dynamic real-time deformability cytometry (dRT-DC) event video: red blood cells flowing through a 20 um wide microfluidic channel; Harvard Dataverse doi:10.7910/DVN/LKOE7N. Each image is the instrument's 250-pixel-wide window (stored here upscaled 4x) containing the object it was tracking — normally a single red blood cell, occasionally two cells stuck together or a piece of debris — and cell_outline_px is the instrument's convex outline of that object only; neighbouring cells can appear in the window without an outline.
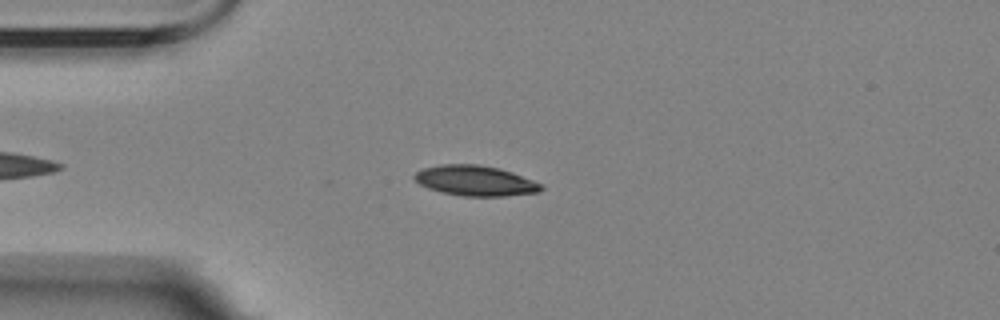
{"species": "Egyptian fruit bat (a non-hibernating species)", "species_latin": "Rousettus aegyptiacus", "temperature_condition": "room temperature", "stored_images_in_passage": 51, "camera_frame_rate_fps": 3000, "um_per_image_px": 0.085, "animal": {"sex": "female"}, "frame": {"image": 1, "passage_image": 12, "time_ms": 3.667, "image_size_px": [1000, 320], "cell_outline_px": [[544, 188], [540, 192], [504, 196], [464, 196], [440, 192], [428, 188], [420, 184], [412, 176], [416, 172], [424, 168], [440, 164], [480, 164], [500, 168], [512, 172], [544, 184]], "centroid_in_image_um": [40.43, 15.35], "position_along_channel_um": 44.6, "area_um2": 22.54}}
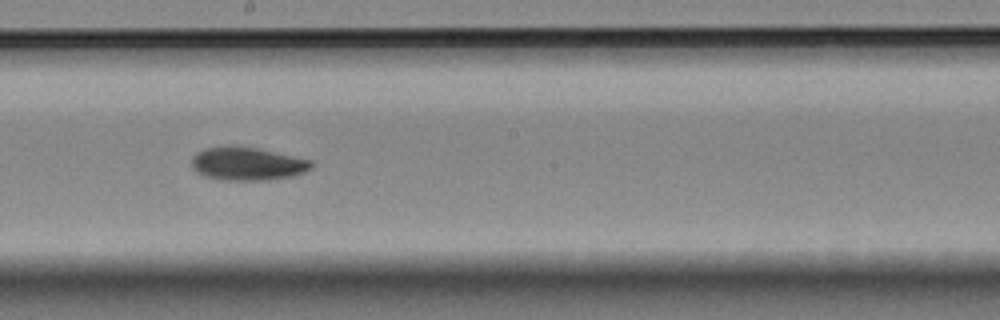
{"frame": {"image": 2, "passage_image": 29, "time_ms": 9.333, "image_size_px": [1000, 320], "cell_outline_px": [[312, 168], [304, 172], [292, 176], [272, 180], [220, 180], [204, 176], [196, 172], [192, 168], [192, 156], [196, 152], [204, 148], [228, 144], [236, 144], [256, 148], [312, 160]], "centroid_in_image_um": [20.97, 13.9], "position_along_channel_um": 227.2, "area_um2": 23.64}}
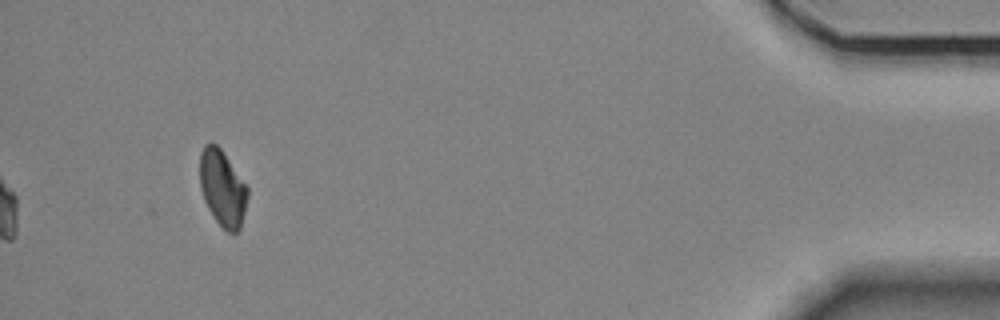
{"frame": {"image": 3, "passage_image": 51, "time_ms": 16.667, "image_size_px": [1000, 320], "cell_outline_px": [[248, 196], [240, 228], [236, 232], [228, 232], [216, 220], [208, 208], [204, 200], [200, 188], [200, 152], [204, 144], [216, 144], [220, 148], [248, 188]], "centroid_in_image_um": [18.89, 15.99], "position_along_channel_um": 416.3, "area_um2": 20.81}, "authors_computed_cell_mechanics": {"area_um2": 22.1952, "velocity_mm_per_s": 3.5045, "shape_relaxation_time_tau1_ms": 4.5317, "shape_relaxation_time_tau2_ms": null, "deformation_change_tau1": 0.1309, "deformation_change_tau2": null}}